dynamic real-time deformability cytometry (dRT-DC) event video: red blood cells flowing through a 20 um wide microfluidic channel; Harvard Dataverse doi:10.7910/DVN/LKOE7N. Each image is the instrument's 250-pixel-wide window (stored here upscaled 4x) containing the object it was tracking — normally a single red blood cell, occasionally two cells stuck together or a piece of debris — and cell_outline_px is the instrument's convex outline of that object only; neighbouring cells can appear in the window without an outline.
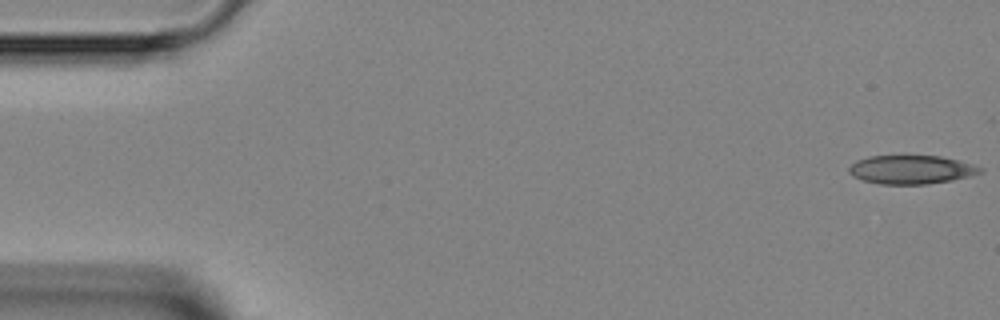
{"species": "Egyptian fruit bat (a non-hibernating species)", "species_latin": "Rousettus aegyptiacus", "temperature_condition": "room temperature", "stored_images_in_passage": 7, "camera_frame_rate_fps": 3000, "um_per_image_px": 0.085, "animal": {"sex": "female"}, "frame": {"image": 1, "passage_image": 1, "time_ms": 0.0, "image_size_px": [1000, 320], "cell_outline_px": [[984, 172], [952, 180], [924, 184], [880, 184], [864, 180], [852, 176], [848, 172], [848, 168], [856, 160], [868, 156], [940, 156], [972, 164], [984, 168]], "centroid_in_image_um": [77.44, 14.41], "position_along_channel_um": 7.6, "area_um2": 21.79}}
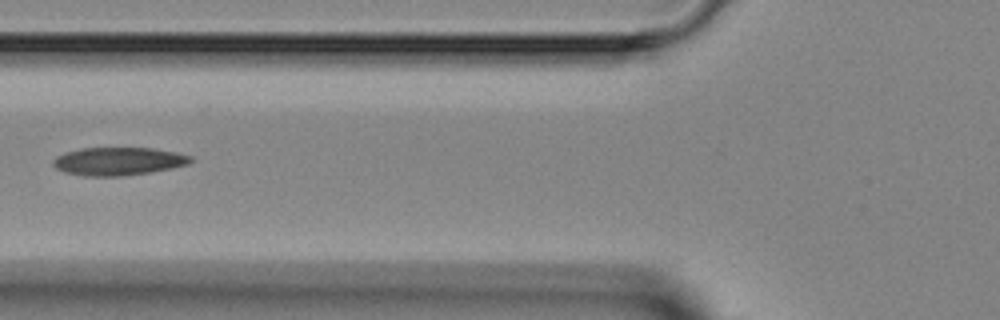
{"frame": {"image": 2, "passage_image": 6, "time_ms": 5.667, "image_size_px": [1000, 320], "cell_outline_px": [[192, 160], [188, 164], [172, 168], [148, 172], [120, 176], [84, 176], [64, 172], [56, 168], [52, 164], [52, 160], [56, 156], [64, 152], [80, 148], [152, 148], [176, 152], [192, 156]], "centroid_in_image_um": [10.02, 13.7], "position_along_channel_um": 115.8, "area_um2": 22.48}}
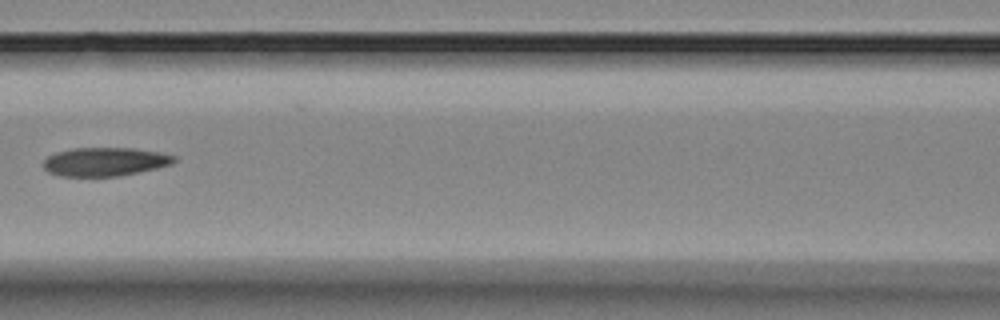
{"frame": {"image": 3, "passage_image": 7, "time_ms": 6.667, "image_size_px": [1000, 320], "cell_outline_px": [[176, 160], [172, 164], [156, 168], [116, 176], [60, 176], [48, 172], [40, 164], [48, 156], [56, 152], [72, 148], [132, 148], [160, 152], [176, 156]], "centroid_in_image_um": [8.88, 13.74], "position_along_channel_um": 157.7, "area_um2": 21.79}}